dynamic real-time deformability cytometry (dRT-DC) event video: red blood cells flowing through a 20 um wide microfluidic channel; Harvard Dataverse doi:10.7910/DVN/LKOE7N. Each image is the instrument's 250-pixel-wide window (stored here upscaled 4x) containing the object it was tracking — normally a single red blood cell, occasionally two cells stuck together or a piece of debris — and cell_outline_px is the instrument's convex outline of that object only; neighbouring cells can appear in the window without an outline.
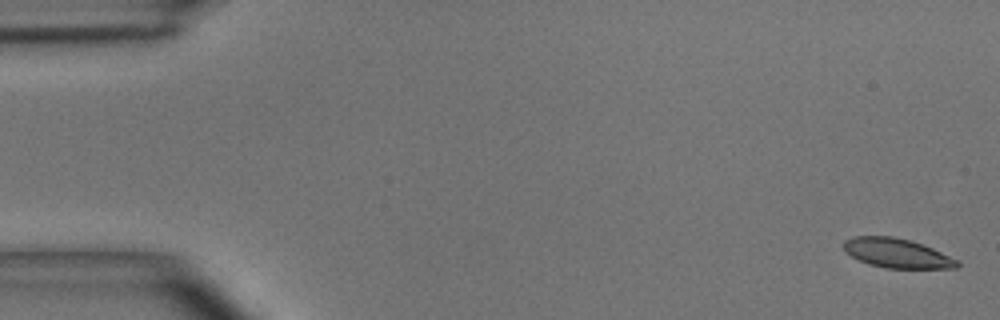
{"species": "common noctule bat (a hibernating species)", "species_latin": "Nyctalus noctula", "temperature_condition": "room temperature", "stored_images_in_passage": 4, "camera_frame_rate_fps": 3000, "um_per_image_px": 0.085, "animal": {"sex": "male", "body_mass_g": 15.6}, "frame": {"image": 1, "passage_image": 1, "time_ms": 0.0, "image_size_px": [1000, 320], "cell_outline_px": [[960, 264], [956, 268], [884, 268], [868, 264], [852, 256], [844, 248], [844, 240], [852, 236], [892, 236], [908, 240], [932, 248], [960, 260]], "centroid_in_image_um": [76.26, 21.52], "position_along_channel_um": 8.7, "area_um2": 19.31}}
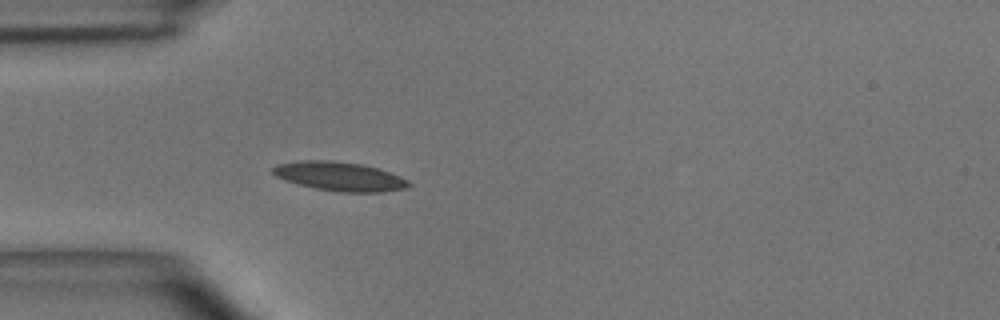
{"frame": {"image": 2, "passage_image": 4, "time_ms": 1.0, "image_size_px": [1000, 320], "cell_outline_px": [[412, 184], [404, 188], [384, 192], [340, 192], [316, 188], [284, 180], [276, 176], [272, 172], [272, 168], [280, 164], [304, 160], [328, 160], [360, 164], [376, 168], [400, 176], [408, 180]], "centroid_in_image_um": [28.88, 15.0], "position_along_channel_um": 56.1, "area_um2": 22.6}}